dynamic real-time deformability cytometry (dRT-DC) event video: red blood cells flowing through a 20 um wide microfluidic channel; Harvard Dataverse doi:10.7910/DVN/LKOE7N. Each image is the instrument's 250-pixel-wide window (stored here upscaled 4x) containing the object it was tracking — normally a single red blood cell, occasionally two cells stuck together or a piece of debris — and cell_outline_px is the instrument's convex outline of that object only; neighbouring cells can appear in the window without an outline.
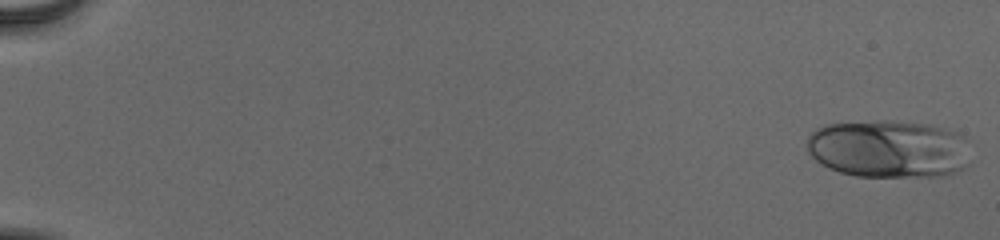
{"species": "human", "species_latin": "Homo sapiens", "temperature_condition": "cold", "stored_images_in_passage": 54, "camera_frame_rate_fps": 3000, "um_per_image_px": 0.085, "donor": {"sex": "male"}, "frame": {"image": 1, "passage_image": 1, "time_ms": 0.0, "image_size_px": [1000, 240], "cell_outline_px": [[968, 164], [964, 168], [940, 176], [856, 176], [840, 172], [828, 168], [820, 164], [808, 152], [808, 136], [816, 128], [824, 124], [884, 120], [888, 120], [928, 124], [956, 132], [964, 136]], "centroid_in_image_um": [75.49, 12.65], "position_along_channel_um": 9.5, "area_um2": 55.08}}
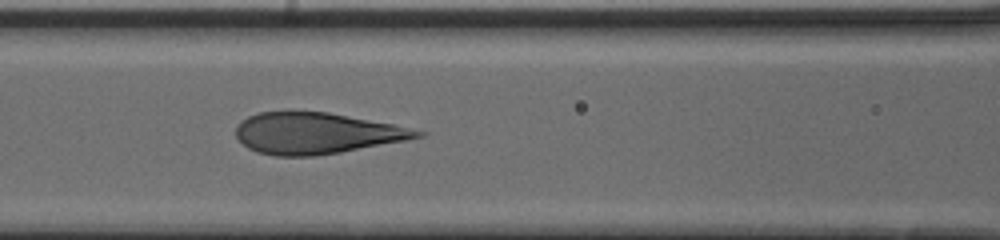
{"frame": {"image": 2, "passage_image": 26, "time_ms": 8.333, "image_size_px": [1000, 240], "cell_outline_px": [[428, 132], [424, 136], [408, 140], [340, 152], [316, 156], [276, 156], [256, 152], [248, 148], [236, 136], [236, 124], [240, 120], [248, 116], [260, 112], [292, 108], [328, 112], [392, 124]], "centroid_in_image_um": [26.84, 11.29], "position_along_channel_um": 139.8, "area_um2": 44.45}}
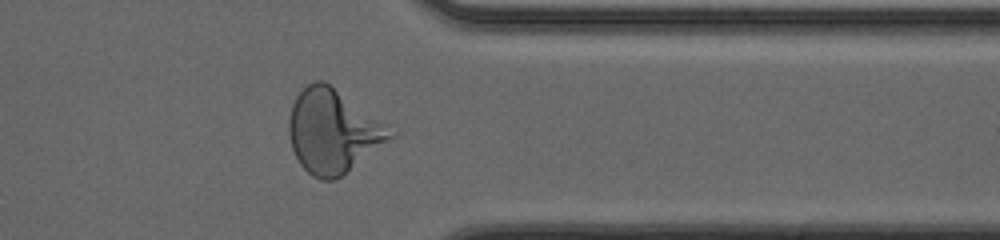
{"frame": {"image": 3, "passage_image": 45, "time_ms": 14.667, "image_size_px": [1000, 240], "cell_outline_px": [[400, 132], [396, 136], [336, 180], [320, 180], [312, 176], [300, 164], [292, 148], [288, 132], [288, 120], [292, 104], [296, 96], [308, 84], [316, 80], [324, 80]], "centroid_in_image_um": [28.34, 11.15], "position_along_channel_um": 383.1, "area_um2": 49.77}, "authors_computed_cell_mechanics": {"area_um2": 47.0781, "velocity_mm_per_s": 3.904, "shape_relaxation_time_tau1_ms": 5.4678, "shape_relaxation_time_tau2_ms": null, "deformation_change_tau1": 0.2153, "deformation_change_tau2": null}}